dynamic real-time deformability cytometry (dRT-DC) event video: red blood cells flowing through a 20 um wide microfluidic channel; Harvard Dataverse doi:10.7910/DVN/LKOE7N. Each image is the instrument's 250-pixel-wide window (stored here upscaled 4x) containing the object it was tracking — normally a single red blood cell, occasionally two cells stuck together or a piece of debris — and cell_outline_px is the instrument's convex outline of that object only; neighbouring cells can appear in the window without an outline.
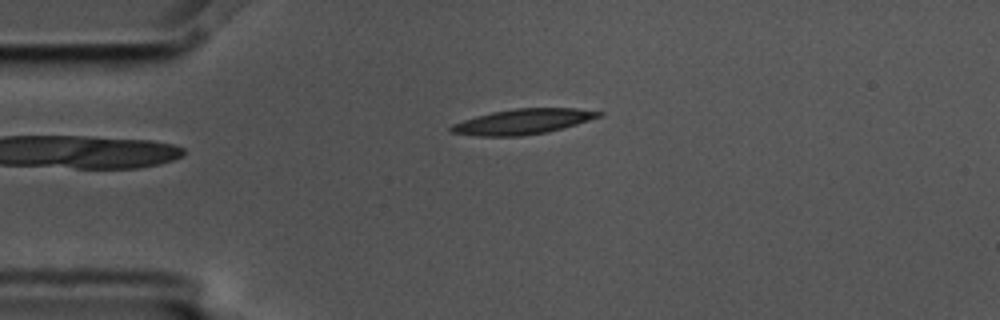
{"species": "common noctule bat (a hibernating species)", "species_latin": "Nyctalus noctula", "temperature_condition": "cold", "stored_images_in_passage": 7, "camera_frame_rate_fps": 3000, "um_per_image_px": 0.085, "animal": {"sex": "male", "body_mass_g": 17.5, "forearm_length_mm": 52.3}, "frame": {"image": 1, "passage_image": 1, "time_ms": 0.0, "image_size_px": [1000, 320], "cell_outline_px": [[604, 116], [564, 128], [548, 132], [520, 136], [476, 136], [448, 132], [448, 128], [452, 124], [476, 116], [492, 112], [516, 108], [576, 108], [604, 112]], "centroid_in_image_um": [44.47, 10.34], "position_along_channel_um": 40.5, "area_um2": 21.96}}